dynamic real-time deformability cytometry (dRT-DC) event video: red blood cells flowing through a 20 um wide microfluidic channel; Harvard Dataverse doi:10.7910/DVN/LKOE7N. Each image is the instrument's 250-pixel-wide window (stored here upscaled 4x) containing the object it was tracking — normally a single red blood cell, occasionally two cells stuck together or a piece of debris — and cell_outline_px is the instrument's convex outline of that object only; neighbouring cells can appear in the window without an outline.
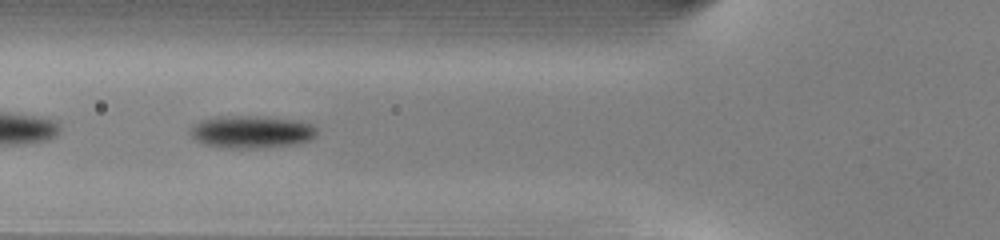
{"species": "common noctule bat (a hibernating species)", "species_latin": "Nyctalus noctula", "temperature_condition": "warm", "stored_images_in_passage": 37, "camera_frame_rate_fps": 3000, "um_per_image_px": 0.085, "animal": {"sex": "male", "body_mass_g": 13.0, "forearm_length_mm": 53.1}, "frame": {"image": 1, "passage_image": 11, "time_ms": 3.333, "image_size_px": [1000, 240], "cell_outline_px": [[316, 136], [312, 140], [300, 144], [264, 148], [224, 148], [204, 144], [196, 140], [192, 136], [192, 128], [200, 120], [220, 116], [260, 116], [296, 120], [312, 124], [316, 128]], "centroid_in_image_um": [21.45, 11.22], "position_along_channel_um": 104.4, "area_um2": 24.16}}
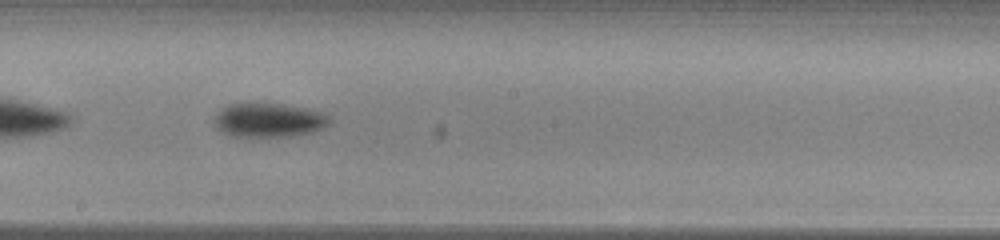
{"frame": {"image": 2, "passage_image": 20, "time_ms": 6.333, "image_size_px": [1000, 240], "cell_outline_px": [[332, 124], [316, 132], [292, 136], [228, 136], [216, 128], [212, 124], [212, 116], [220, 108], [228, 104], [252, 100], [260, 100], [308, 108], [324, 112], [332, 120]], "centroid_in_image_um": [22.81, 10.16], "position_along_channel_um": 225.4, "area_um2": 24.45}}
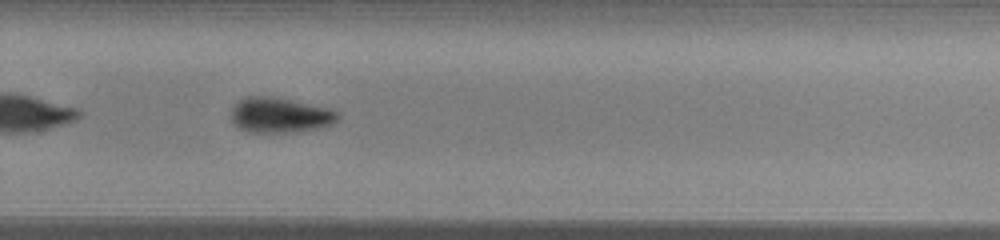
{"frame": {"image": 3, "passage_image": 26, "time_ms": 8.333, "image_size_px": [1000, 240], "cell_outline_px": [[340, 116], [332, 124], [300, 132], [244, 132], [232, 124], [232, 108], [240, 100], [248, 96], [272, 96], [332, 108], [340, 112]], "centroid_in_image_um": [23.81, 9.79], "position_along_channel_um": 306.0, "area_um2": 22.14}, "authors_computed_cell_mechanics": {"area_um2": 23.4668, "velocity_mm_per_s": 4.0415, "shape_relaxation_time_tau1_ms": 2.2071, "shape_relaxation_time_tau2_ms": null, "deformation_change_tau1": 0.1244, "deformation_change_tau2": null}}